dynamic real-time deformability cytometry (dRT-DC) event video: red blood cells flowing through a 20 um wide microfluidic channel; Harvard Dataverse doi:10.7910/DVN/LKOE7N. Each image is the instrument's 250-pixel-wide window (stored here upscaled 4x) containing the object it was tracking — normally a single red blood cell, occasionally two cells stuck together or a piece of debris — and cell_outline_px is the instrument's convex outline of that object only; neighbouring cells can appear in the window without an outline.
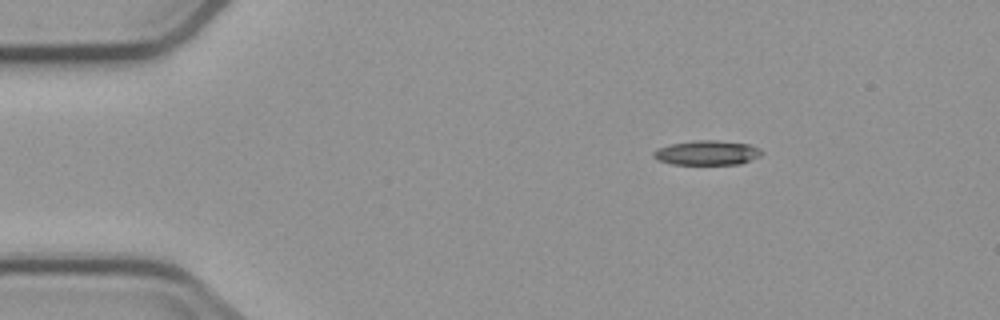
{"species": "common noctule bat (a hibernating species)", "species_latin": "Nyctalus noctula", "temperature_condition": "cold", "stored_images_in_passage": 2, "camera_frame_rate_fps": 3000, "um_per_image_px": 0.085, "animal": {"sex": "male", "body_mass_g": 23.1, "forearm_length_mm": 52.7}, "frame": {"image": 1, "passage_image": 1, "time_ms": 0.0, "image_size_px": [1000, 320], "cell_outline_px": [[764, 152], [760, 156], [740, 164], [672, 164], [656, 160], [652, 156], [652, 152], [656, 148], [668, 144], [696, 140], [716, 140], [748, 144], [760, 148]], "centroid_in_image_um": [60.06, 12.98], "position_along_channel_um": 24.9, "area_um2": 15.66}}